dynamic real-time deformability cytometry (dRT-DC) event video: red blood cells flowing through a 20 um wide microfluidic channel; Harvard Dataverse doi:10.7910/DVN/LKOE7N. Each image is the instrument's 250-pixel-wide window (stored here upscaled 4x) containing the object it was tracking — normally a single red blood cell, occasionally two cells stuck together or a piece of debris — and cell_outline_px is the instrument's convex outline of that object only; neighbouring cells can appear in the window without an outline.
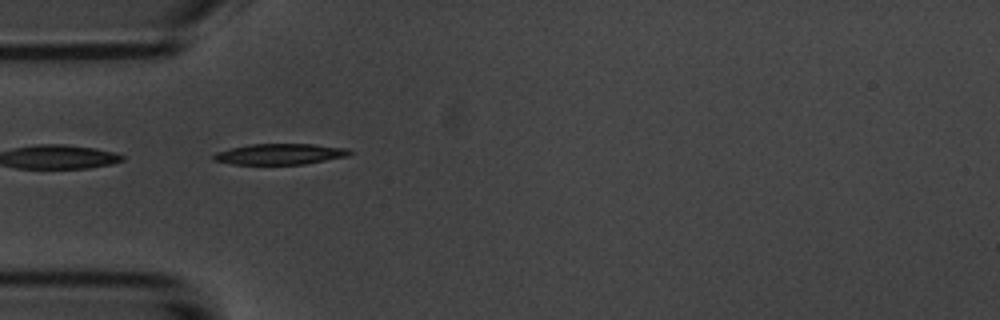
{"species": "common noctule bat (a hibernating species)", "species_latin": "Nyctalus noctula", "temperature_condition": "room temperature", "stored_images_in_passage": 5, "segment_of_instrument_passage": [2, 2], "camera_frame_rate_fps": 3000, "um_per_image_px": 0.085, "animal": {"sex": "male", "body_mass_g": 20.1, "forearm_length_mm": 53.5}, "frame": {"image": 1, "passage_image": 5, "time_ms": 4.667, "image_size_px": [1000, 320], "cell_outline_px": [[352, 152], [348, 156], [304, 164], [232, 164], [212, 160], [212, 156], [216, 152], [248, 144], [312, 144], [348, 148]], "centroid_in_image_um": [23.79, 13.09], "position_along_channel_um": 61.2, "area_um2": 16.47}}